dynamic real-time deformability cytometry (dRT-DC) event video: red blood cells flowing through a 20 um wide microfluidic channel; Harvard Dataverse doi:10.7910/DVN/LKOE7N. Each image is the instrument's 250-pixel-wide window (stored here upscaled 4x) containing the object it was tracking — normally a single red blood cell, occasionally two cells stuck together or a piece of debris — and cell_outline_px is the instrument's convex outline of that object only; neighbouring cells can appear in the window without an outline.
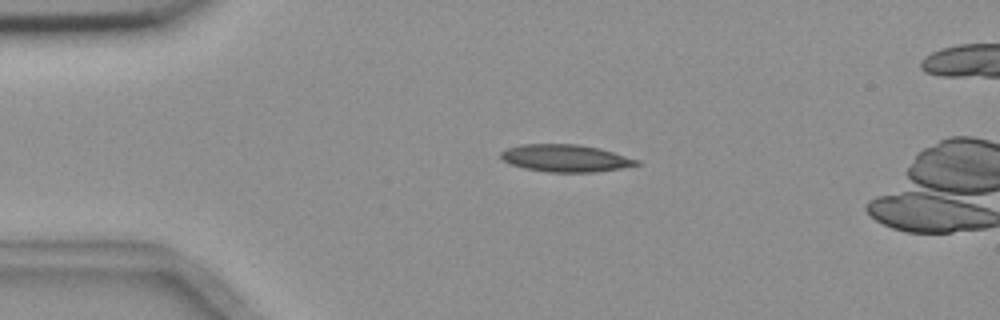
{"species": "common noctule bat (a hibernating species)", "species_latin": "Nyctalus noctula", "temperature_condition": "room temperature", "stored_images_in_passage": 5, "camera_frame_rate_fps": 3000, "um_per_image_px": 0.085, "animal": {"sex": "female", "body_mass_g": 18.4}, "frame": {"image": 1, "passage_image": 3, "time_ms": 2.333, "image_size_px": [1000, 320], "cell_outline_px": [[644, 164], [620, 168], [592, 172], [548, 172], [524, 168], [512, 164], [504, 160], [500, 156], [500, 152], [508, 148], [520, 144], [580, 144], [600, 148], [640, 160]], "centroid_in_image_um": [48.11, 13.44], "position_along_channel_um": 36.9, "area_um2": 21.62}}